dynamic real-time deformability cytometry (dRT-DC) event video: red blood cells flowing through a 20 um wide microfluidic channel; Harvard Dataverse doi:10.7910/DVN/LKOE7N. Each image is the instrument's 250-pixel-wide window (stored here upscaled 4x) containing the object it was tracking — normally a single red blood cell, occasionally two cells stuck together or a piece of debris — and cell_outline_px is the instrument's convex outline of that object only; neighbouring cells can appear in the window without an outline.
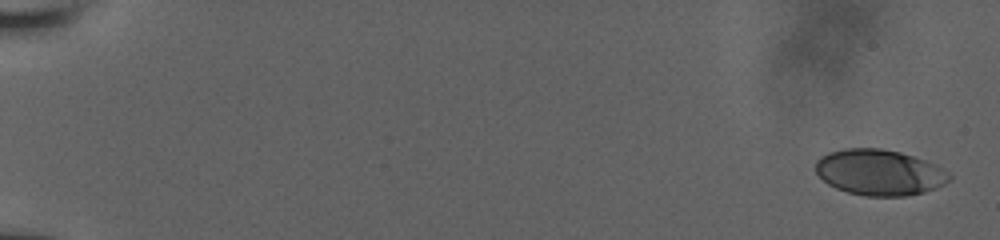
{"species": "human", "species_latin": "Homo sapiens", "temperature_condition": "room temperature", "stored_images_in_passage": 18, "camera_frame_rate_fps": 3000, "um_per_image_px": 0.085, "donor": {"sex": "male"}, "frame": {"image": 1, "passage_image": 1, "time_ms": 0.0, "image_size_px": [1000, 240], "cell_outline_px": [[952, 180], [936, 188], [924, 192], [904, 196], [864, 196], [848, 192], [836, 188], [828, 184], [816, 172], [816, 160], [820, 156], [828, 152], [844, 148], [880, 148], [900, 152], [924, 160], [948, 172], [952, 176]], "centroid_in_image_um": [74.74, 14.65], "position_along_channel_um": 10.3, "area_um2": 35.66}}
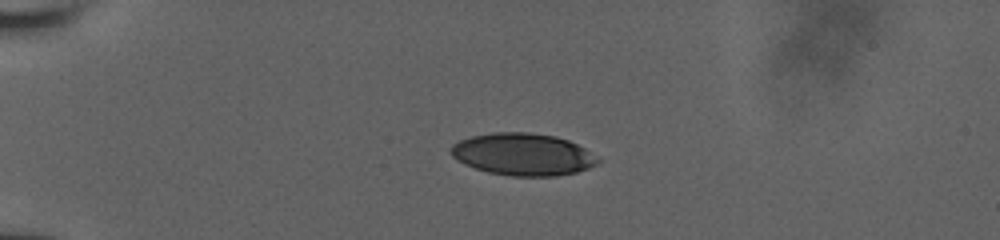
{"frame": {"image": 2, "passage_image": 11, "time_ms": 4.667, "image_size_px": [1000, 240], "cell_outline_px": [[604, 160], [588, 168], [576, 172], [556, 176], [512, 176], [488, 172], [464, 164], [456, 160], [452, 156], [452, 144], [460, 140], [472, 136], [496, 132], [528, 132], [556, 136], [568, 140], [584, 148]], "centroid_in_image_um": [44.48, 13.12], "position_along_channel_um": 40.5, "area_um2": 36.13}}
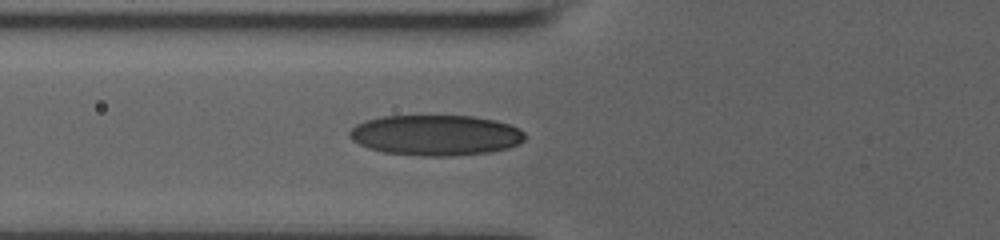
{"frame": {"image": 3, "passage_image": 18, "time_ms": 7.333, "image_size_px": [1000, 240], "cell_outline_px": [[528, 136], [524, 140], [508, 148], [488, 152], [452, 156], [420, 156], [384, 152], [368, 148], [352, 140], [348, 136], [348, 132], [356, 124], [364, 120], [380, 116], [472, 116], [496, 120], [520, 128]], "centroid_in_image_um": [37.02, 11.49], "position_along_channel_um": 88.8, "area_um2": 41.67}}